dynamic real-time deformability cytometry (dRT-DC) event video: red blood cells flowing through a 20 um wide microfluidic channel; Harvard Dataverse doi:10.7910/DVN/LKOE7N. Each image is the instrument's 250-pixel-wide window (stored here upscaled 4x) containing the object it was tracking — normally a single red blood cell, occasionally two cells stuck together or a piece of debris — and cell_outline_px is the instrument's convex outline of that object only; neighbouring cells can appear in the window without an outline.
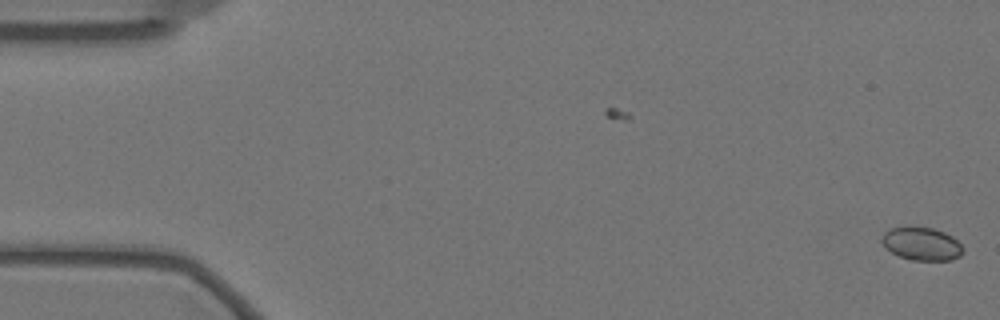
{"species": "Egyptian fruit bat (a non-hibernating species)", "species_latin": "Rousettus aegyptiacus", "temperature_condition": "warm", "stored_images_in_passage": 60, "segment_of_instrument_passage": [1, 2], "camera_frame_rate_fps": 3000, "um_per_image_px": 0.085, "animal": {"sex": "female"}, "frame": {"image": 1, "passage_image": 1, "time_ms": 0.0, "image_size_px": [1000, 320], "cell_outline_px": [[964, 252], [960, 256], [952, 260], [912, 260], [900, 256], [892, 252], [880, 240], [884, 232], [888, 228], [908, 224], [912, 224], [932, 228], [944, 232], [952, 236], [964, 248]], "centroid_in_image_um": [78.33, 20.67], "position_along_channel_um": 6.7, "area_um2": 16.07}}
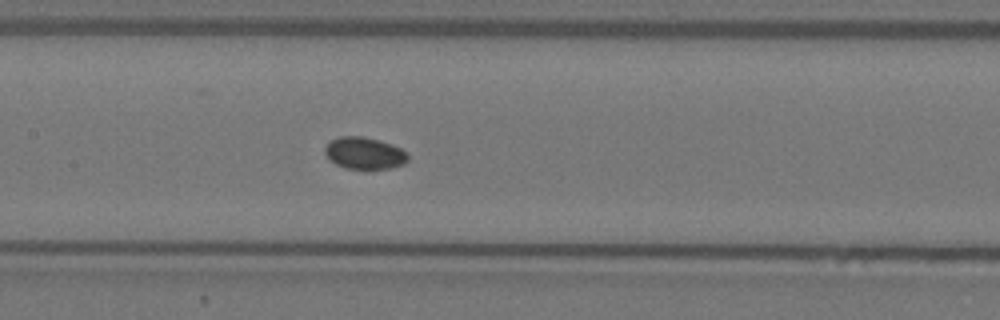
{"frame": {"image": 2, "passage_image": 28, "time_ms": 9.0, "image_size_px": [1000, 320], "cell_outline_px": [[408, 160], [404, 164], [388, 168], [344, 168], [328, 160], [324, 152], [324, 148], [332, 140], [340, 136], [364, 136], [392, 144], [400, 148], [408, 156]], "centroid_in_image_um": [30.94, 13.01], "position_along_channel_um": 176.5, "area_um2": 15.32}}
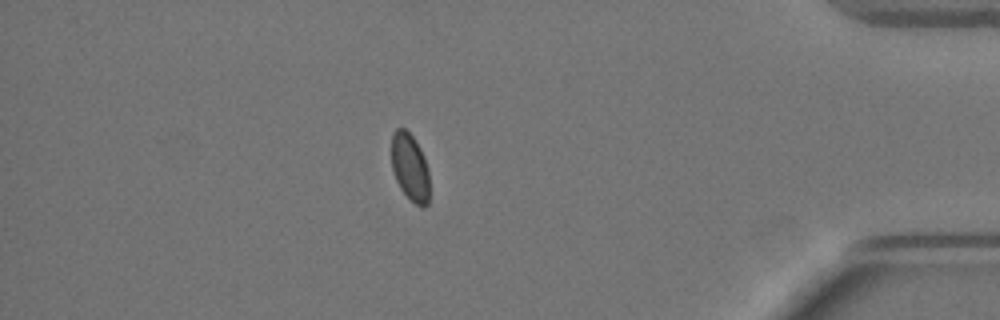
{"frame": {"image": 3, "passage_image": 51, "time_ms": 16.667, "image_size_px": [1000, 320], "cell_outline_px": [[428, 204], [424, 208], [420, 208], [400, 188], [396, 180], [392, 168], [392, 132], [396, 128], [404, 128], [412, 136], [420, 148], [424, 156], [428, 172]], "centroid_in_image_um": [34.84, 14.21], "position_along_channel_um": 400.4, "area_um2": 14.8}}